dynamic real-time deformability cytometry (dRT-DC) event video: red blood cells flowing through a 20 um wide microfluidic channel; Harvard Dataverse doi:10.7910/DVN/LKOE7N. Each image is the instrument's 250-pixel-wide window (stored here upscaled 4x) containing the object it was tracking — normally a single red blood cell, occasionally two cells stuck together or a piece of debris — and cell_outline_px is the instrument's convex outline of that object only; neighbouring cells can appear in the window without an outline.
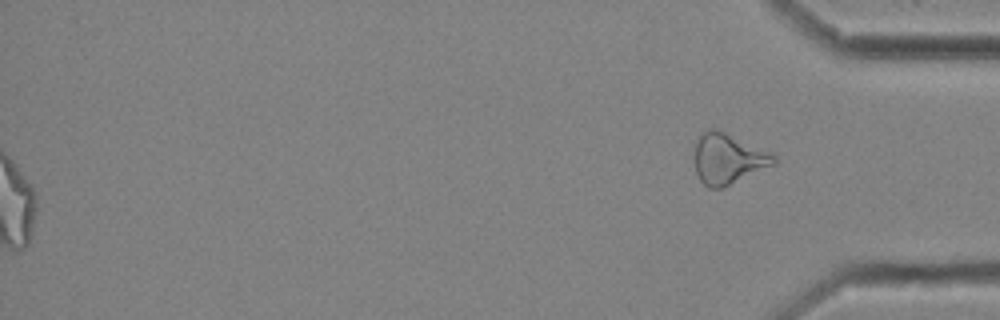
{"species": "common noctule bat (a hibernating species)", "species_latin": "Nyctalus noctula", "temperature_condition": "cold", "stored_images_in_passage": 59, "segment_of_instrument_passage": [2, 2], "camera_frame_rate_fps": 3000, "um_per_image_px": 0.085, "animal": {"sex": "female", "body_mass_g": 25.1}, "frame": {"image": 1, "passage_image": 59, "time_ms": 19.333, "image_size_px": [1000, 320], "cell_outline_px": [[776, 164], [720, 188], [708, 188], [700, 180], [696, 172], [696, 144], [700, 136], [708, 128], [712, 128], [724, 132], [772, 152], [776, 156]], "centroid_in_image_um": [61.92, 13.49], "position_along_channel_um": 373.3, "area_um2": 22.89}}